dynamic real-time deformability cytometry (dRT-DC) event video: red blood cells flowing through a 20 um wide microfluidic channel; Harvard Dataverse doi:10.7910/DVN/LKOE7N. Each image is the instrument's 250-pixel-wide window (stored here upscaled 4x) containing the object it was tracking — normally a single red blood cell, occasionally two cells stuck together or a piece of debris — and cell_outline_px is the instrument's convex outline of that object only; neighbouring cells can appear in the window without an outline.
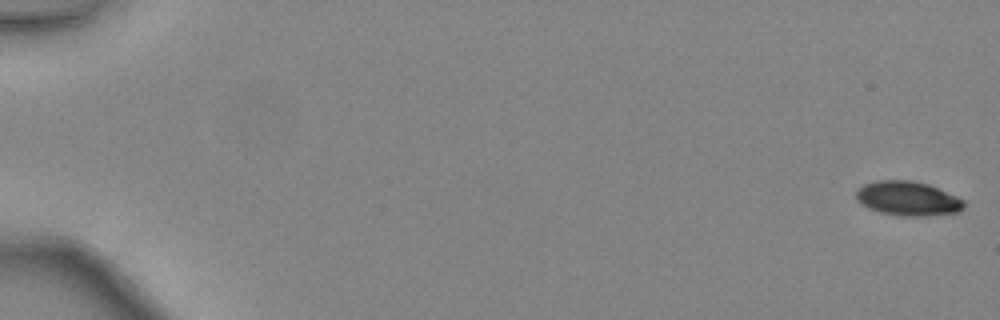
{"species": "common noctule bat (a hibernating species)", "species_latin": "Nyctalus noctula", "temperature_condition": "warm", "stored_images_in_passage": 15, "camera_frame_rate_fps": 3000, "um_per_image_px": 0.085, "animal": {"sex": "female", "body_mass_g": 24.6, "forearm_length_mm": 56.2}, "frame": {"image": 1, "passage_image": 1, "time_ms": 0.0, "image_size_px": [1000, 320], "cell_outline_px": [[964, 208], [960, 212], [928, 216], [900, 216], [880, 212], [868, 208], [860, 204], [856, 200], [856, 188], [864, 184], [876, 180], [912, 180], [928, 184], [956, 196], [964, 200]], "centroid_in_image_um": [77.14, 16.87], "position_along_channel_um": 7.9, "area_um2": 21.85}}
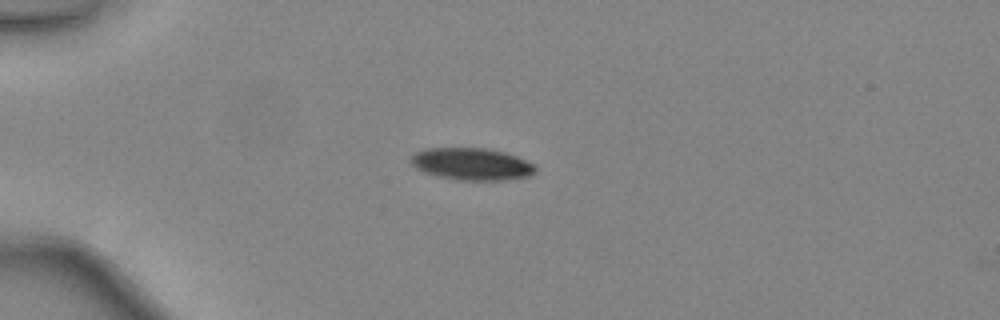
{"frame": {"image": 2, "passage_image": 14, "time_ms": 4.333, "image_size_px": [1000, 320], "cell_outline_px": [[536, 172], [532, 176], [504, 180], [460, 180], [436, 176], [424, 172], [416, 168], [408, 160], [416, 152], [424, 148], [488, 148], [504, 152], [516, 156], [536, 164]], "centroid_in_image_um": [40.12, 13.94], "position_along_channel_um": 44.9, "area_um2": 23.58}}